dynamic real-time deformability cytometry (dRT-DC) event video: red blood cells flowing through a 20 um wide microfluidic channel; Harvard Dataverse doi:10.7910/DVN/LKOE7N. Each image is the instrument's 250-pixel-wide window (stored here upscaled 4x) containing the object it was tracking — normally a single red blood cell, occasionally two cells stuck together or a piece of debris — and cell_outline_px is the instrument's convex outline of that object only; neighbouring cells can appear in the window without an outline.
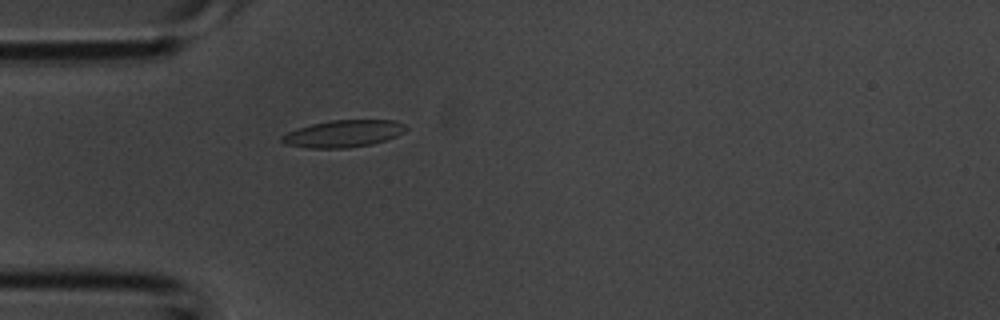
{"species": "common noctule bat (a hibernating species)", "species_latin": "Nyctalus noctula", "temperature_condition": "room temperature", "stored_images_in_passage": 1, "camera_frame_rate_fps": 3000, "um_per_image_px": 0.085, "animal": {"sex": "male", "body_mass_g": 20.1, "forearm_length_mm": 53.5}, "frame": {"image": 1, "passage_image": 1, "time_ms": 0.0, "image_size_px": [1000, 320], "cell_outline_px": [[408, 128], [404, 132], [396, 136], [372, 144], [348, 148], [308, 148], [284, 144], [280, 140], [280, 136], [296, 128], [312, 124], [332, 120], [396, 120], [404, 124]], "centroid_in_image_um": [29.17, 11.36], "position_along_channel_um": 55.8, "area_um2": 19.65}}